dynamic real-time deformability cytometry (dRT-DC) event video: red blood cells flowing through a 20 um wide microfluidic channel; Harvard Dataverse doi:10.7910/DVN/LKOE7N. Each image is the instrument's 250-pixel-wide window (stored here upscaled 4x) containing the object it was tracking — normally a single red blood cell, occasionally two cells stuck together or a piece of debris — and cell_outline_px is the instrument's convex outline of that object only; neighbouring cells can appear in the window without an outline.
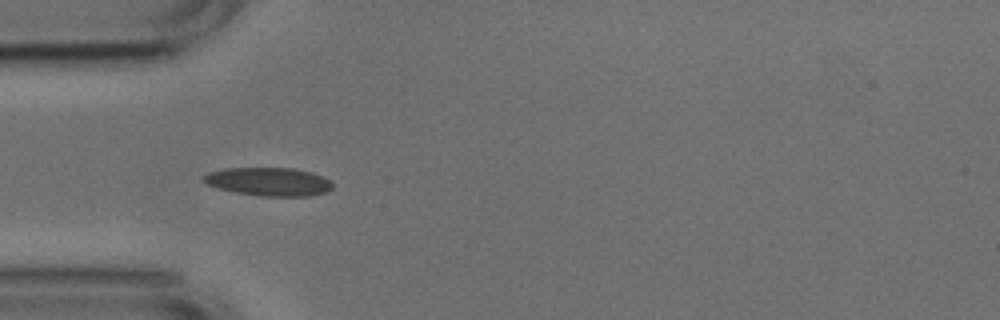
{"species": "common noctule bat (a hibernating species)", "species_latin": "Nyctalus noctula", "temperature_condition": "cold", "stored_images_in_passage": 32, "camera_frame_rate_fps": 3000, "um_per_image_px": 0.085, "animal": {"sex": "male", "body_mass_g": 17.9, "forearm_length_mm": 54.2}, "frame": {"image": 1, "passage_image": 5, "time_ms": 1.333, "image_size_px": [1000, 320], "cell_outline_px": [[332, 188], [328, 192], [308, 196], [260, 196], [236, 192], [220, 188], [208, 184], [200, 180], [208, 172], [224, 168], [292, 168], [312, 172], [324, 176], [332, 184]], "centroid_in_image_um": [22.86, 15.44], "position_along_channel_um": 62.1, "area_um2": 21.33}, "authors_computed_cell_mechanics": {"area_um2": 20.1144, "velocity_mm_per_s": 3.7668, "shape_relaxation_time_tau1_ms": null, "shape_relaxation_time_tau2_ms": 3.7085, "deformation_change_tau1": null, "deformation_change_tau2": 0.1155}}